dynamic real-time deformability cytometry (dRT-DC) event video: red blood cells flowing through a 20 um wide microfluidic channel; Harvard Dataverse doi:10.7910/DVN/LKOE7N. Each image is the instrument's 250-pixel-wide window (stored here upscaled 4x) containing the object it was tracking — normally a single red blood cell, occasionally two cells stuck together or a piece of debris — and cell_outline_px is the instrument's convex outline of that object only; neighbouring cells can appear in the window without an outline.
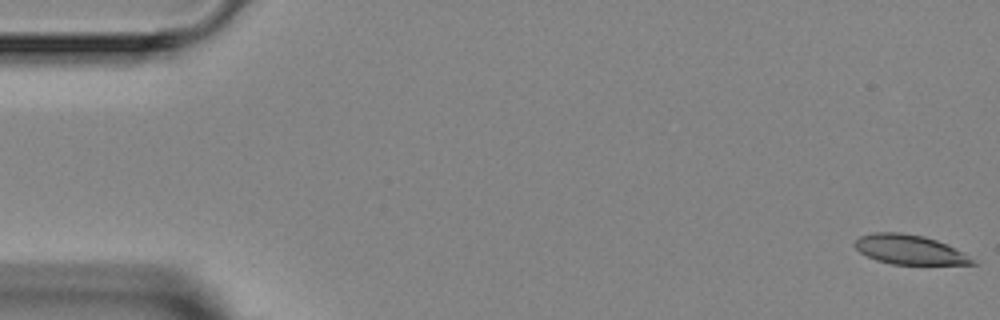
{"species": "Egyptian fruit bat (a non-hibernating species)", "species_latin": "Rousettus aegyptiacus", "temperature_condition": "room temperature", "stored_images_in_passage": 4, "camera_frame_rate_fps": 3000, "um_per_image_px": 0.085, "animal": {"sex": "female"}, "frame": {"image": 1, "passage_image": 1, "time_ms": 0.0, "image_size_px": [1000, 320], "cell_outline_px": [[980, 264], [892, 264], [876, 260], [860, 252], [856, 248], [856, 240], [860, 236], [872, 232], [900, 232], [924, 236], [948, 244], [964, 252], [976, 260]], "centroid_in_image_um": [77.36, 21.21], "position_along_channel_um": 7.6, "area_um2": 20.23}}
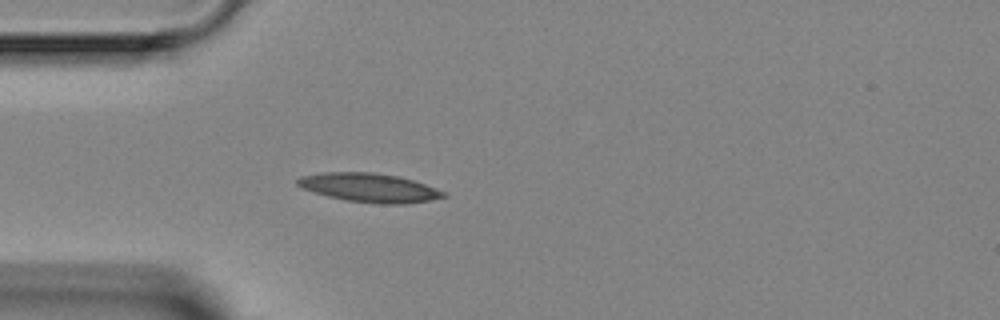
{"frame": {"image": 2, "passage_image": 4, "time_ms": 4.333, "image_size_px": [1000, 320], "cell_outline_px": [[448, 196], [428, 200], [404, 204], [380, 204], [348, 200], [328, 196], [300, 188], [296, 184], [296, 180], [300, 176], [320, 172], [372, 172], [396, 176], [412, 180], [424, 184], [444, 192]], "centroid_in_image_um": [31.33, 15.94], "position_along_channel_um": 53.7, "area_um2": 24.33}}